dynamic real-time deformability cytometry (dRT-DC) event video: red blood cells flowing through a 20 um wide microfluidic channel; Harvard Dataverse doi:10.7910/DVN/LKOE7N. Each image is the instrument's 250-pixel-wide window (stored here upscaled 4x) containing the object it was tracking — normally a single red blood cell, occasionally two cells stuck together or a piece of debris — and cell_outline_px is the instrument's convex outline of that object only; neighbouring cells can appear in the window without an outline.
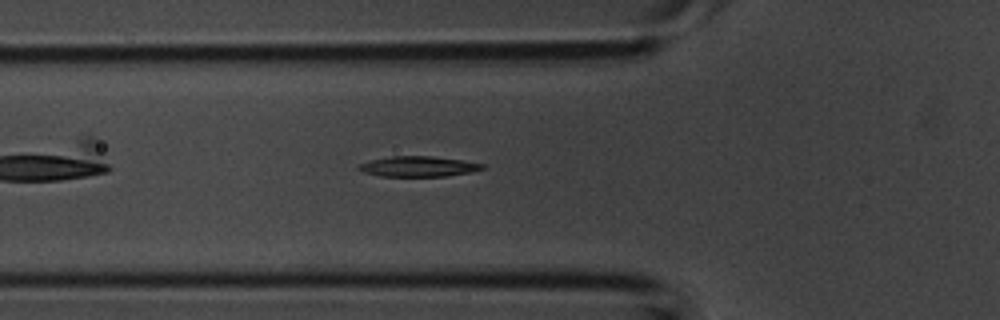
{"species": "common noctule bat (a hibernating species)", "species_latin": "Nyctalus noctula", "temperature_condition": "room temperature", "stored_images_in_passage": 12, "camera_frame_rate_fps": 3000, "um_per_image_px": 0.085, "animal": {"sex": "male", "body_mass_g": 20.1, "forearm_length_mm": 53.5}, "frame": {"image": 1, "passage_image": 4, "time_ms": 1.0, "image_size_px": [1000, 320], "cell_outline_px": [[484, 168], [472, 172], [448, 176], [380, 176], [364, 172], [356, 168], [360, 164], [372, 160], [392, 156], [432, 156], [460, 160], [484, 164]], "centroid_in_image_um": [35.57, 14.15], "position_along_channel_um": 90.2, "area_um2": 14.51}}
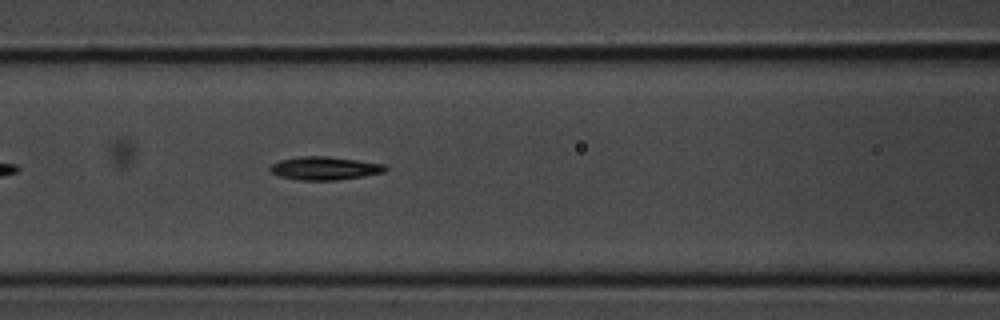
{"frame": {"image": 2, "passage_image": 7, "time_ms": 2.0, "image_size_px": [1000, 320], "cell_outline_px": [[388, 168], [384, 172], [364, 176], [336, 180], [300, 180], [280, 176], [272, 172], [268, 168], [272, 164], [280, 160], [300, 156], [328, 156], [384, 164]], "centroid_in_image_um": [27.6, 14.3], "position_along_channel_um": 139.0, "area_um2": 15.49}}
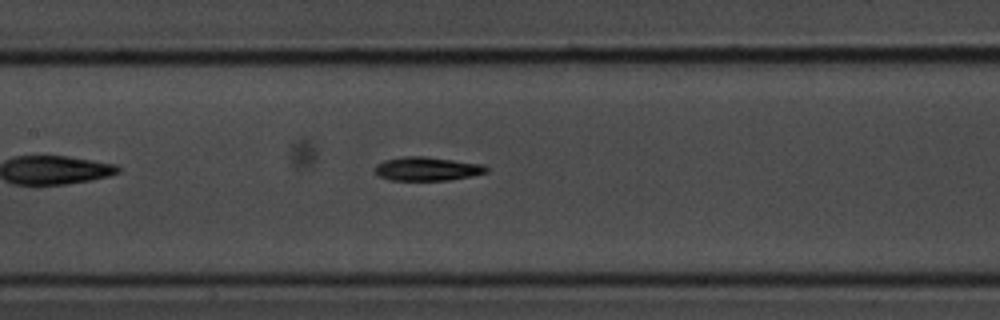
{"frame": {"image": 3, "passage_image": 9, "time_ms": 2.667, "image_size_px": [1000, 320], "cell_outline_px": [[488, 172], [472, 176], [448, 180], [388, 180], [376, 176], [376, 164], [384, 160], [404, 156], [424, 156], [484, 164], [488, 168]], "centroid_in_image_um": [36.3, 14.35], "position_along_channel_um": 171.1, "area_um2": 15.55}}